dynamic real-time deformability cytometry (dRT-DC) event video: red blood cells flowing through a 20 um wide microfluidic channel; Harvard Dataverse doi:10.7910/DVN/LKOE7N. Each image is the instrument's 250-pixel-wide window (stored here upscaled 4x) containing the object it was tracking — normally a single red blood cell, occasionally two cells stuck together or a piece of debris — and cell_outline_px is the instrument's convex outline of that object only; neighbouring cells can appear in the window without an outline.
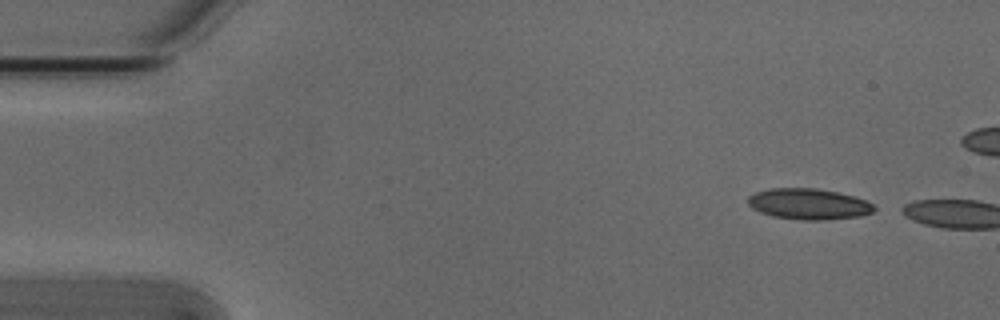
{"species": "Egyptian fruit bat (a non-hibernating species)", "species_latin": "Rousettus aegyptiacus", "temperature_condition": "cold", "stored_images_in_passage": 2, "camera_frame_rate_fps": 3000, "um_per_image_px": 0.085, "animal": {"sex": "male"}, "frame": {"image": 1, "passage_image": 1, "time_ms": 0.0, "image_size_px": [1000, 320], "cell_outline_px": [[876, 208], [872, 212], [860, 216], [824, 220], [800, 220], [772, 216], [760, 212], [752, 208], [748, 204], [748, 196], [756, 192], [768, 188], [816, 188], [856, 196], [872, 204]], "centroid_in_image_um": [68.71, 17.34], "position_along_channel_um": 16.3, "area_um2": 22.77}}